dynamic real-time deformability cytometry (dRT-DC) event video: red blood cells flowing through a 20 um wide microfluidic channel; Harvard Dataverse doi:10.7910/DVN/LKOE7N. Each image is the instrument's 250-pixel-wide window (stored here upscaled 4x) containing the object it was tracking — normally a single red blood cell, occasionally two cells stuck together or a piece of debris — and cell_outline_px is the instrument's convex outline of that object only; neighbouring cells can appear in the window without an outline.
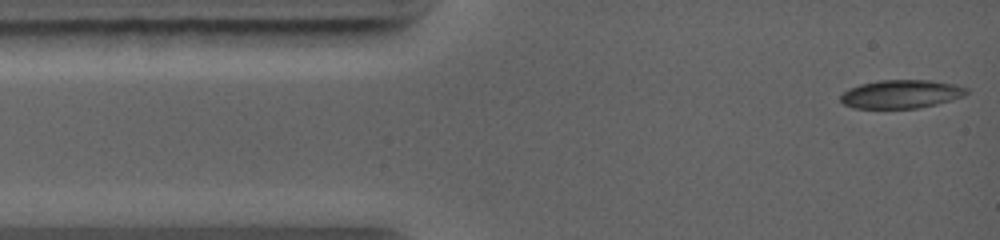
{"species": "common noctule bat (a hibernating species)", "species_latin": "Nyctalus noctula", "temperature_condition": "warm", "stored_images_in_passage": 58, "camera_frame_rate_fps": 5000, "um_per_image_px": 0.085, "animal": {"sex": "female", "body_mass_g": 19.0, "forearm_length_mm": 56.7}, "frame": {"image": 1, "passage_image": 1, "time_ms": 0.0, "image_size_px": [1000, 240], "cell_outline_px": [[968, 92], [964, 96], [936, 104], [916, 108], [852, 108], [844, 104], [840, 100], [840, 96], [848, 88], [860, 84], [880, 80], [932, 80], [956, 84], [968, 88]], "centroid_in_image_um": [76.6, 7.99], "position_along_channel_um": 8.4, "area_um2": 20.92}}
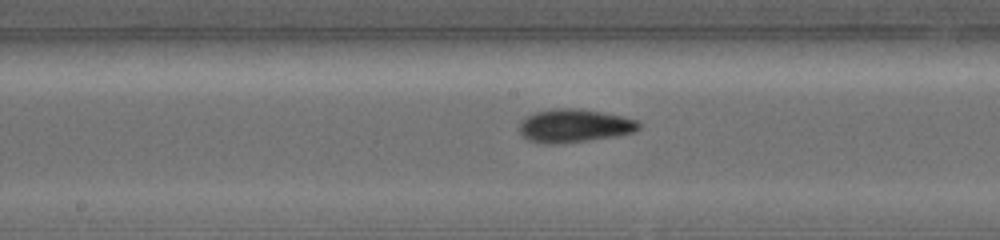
{"frame": {"image": 2, "passage_image": 24, "time_ms": 5.4, "image_size_px": [1000, 240], "cell_outline_px": [[640, 128], [636, 132], [616, 136], [560, 144], [540, 144], [528, 140], [520, 132], [520, 124], [528, 116], [536, 112], [556, 108], [580, 108], [620, 116], [636, 120], [640, 124]], "centroid_in_image_um": [48.83, 10.7], "position_along_channel_um": 199.4, "area_um2": 23.06}}
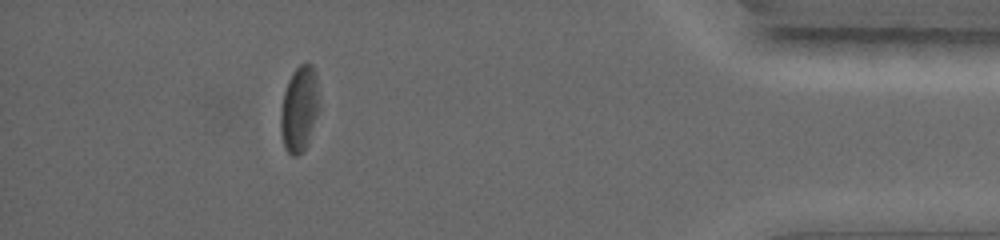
{"frame": {"image": 3, "passage_image": 48, "time_ms": 11.0, "image_size_px": [1000, 240], "cell_outline_px": [[316, 116], [308, 144], [296, 156], [292, 156], [284, 148], [280, 132], [280, 108], [284, 92], [288, 80], [292, 72], [300, 64], [312, 64], [316, 72]], "centroid_in_image_um": [25.38, 9.27], "position_along_channel_um": 409.8, "area_um2": 18.84}}